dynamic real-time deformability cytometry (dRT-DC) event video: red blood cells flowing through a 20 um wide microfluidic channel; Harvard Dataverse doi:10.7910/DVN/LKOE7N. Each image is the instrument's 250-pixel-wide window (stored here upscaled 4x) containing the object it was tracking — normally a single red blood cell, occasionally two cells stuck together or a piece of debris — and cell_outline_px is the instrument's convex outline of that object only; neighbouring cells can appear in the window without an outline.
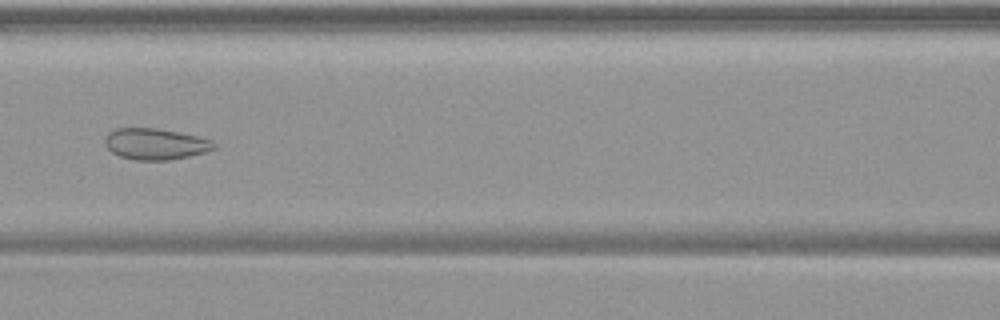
{"species": "common noctule bat (a hibernating species)", "species_latin": "Nyctalus noctula", "temperature_condition": "warm", "stored_images_in_passage": 41, "camera_frame_rate_fps": 3000, "um_per_image_px": 0.085, "animal": {"sex": "female", "body_mass_g": 19.9}, "frame": {"image": 1, "passage_image": 11, "time_ms": 3.333, "image_size_px": [1000, 320], "cell_outline_px": [[216, 148], [204, 152], [188, 156], [168, 160], [136, 160], [120, 156], [112, 152], [104, 144], [104, 136], [108, 132], [116, 128], [156, 128], [196, 136], [212, 140], [216, 144]], "centroid_in_image_um": [13.17, 12.23], "position_along_channel_um": 153.4, "area_um2": 19.77}}
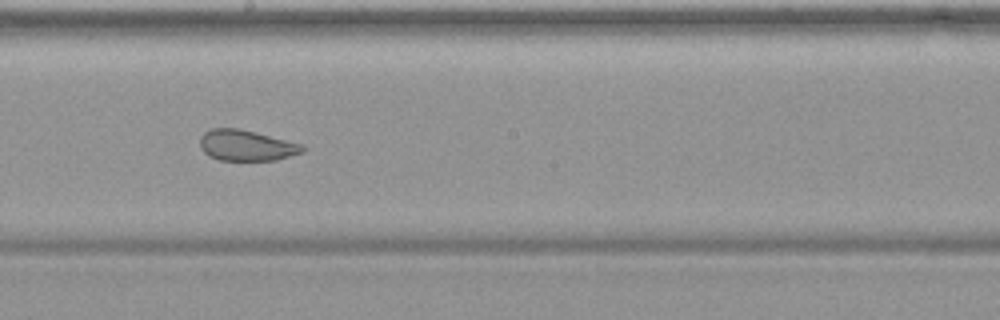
{"frame": {"image": 2, "passage_image": 17, "time_ms": 5.333, "image_size_px": [1000, 320], "cell_outline_px": [[308, 148], [304, 152], [276, 160], [220, 160], [208, 156], [200, 148], [200, 136], [208, 128], [240, 128], [304, 144]], "centroid_in_image_um": [20.96, 12.35], "position_along_channel_um": 227.2, "area_um2": 18.79}}
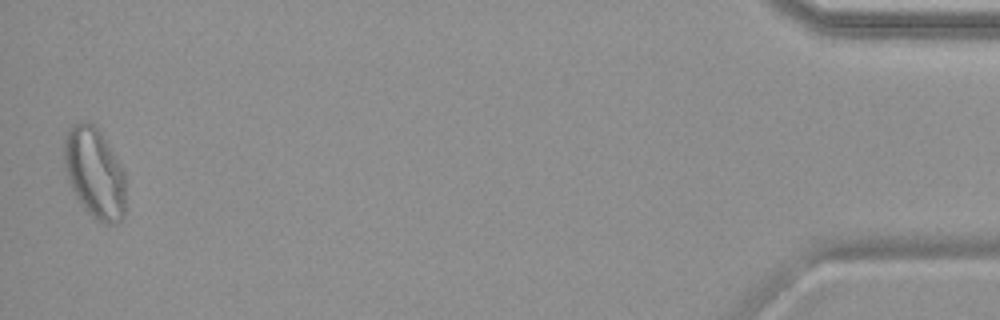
{"frame": {"image": 3, "passage_image": 40, "time_ms": 13.0, "image_size_px": [1000, 320], "cell_outline_px": [[124, 216], [120, 220], [112, 224], [104, 224], [96, 220], [84, 208], [76, 196], [68, 180], [64, 164], [64, 140], [68, 128], [80, 120], [88, 120], [100, 132], [124, 172]], "centroid_in_image_um": [8.01, 14.69], "position_along_channel_um": 427.2, "area_um2": 32.14}, "authors_computed_cell_mechanics": {"area_um2": 21.386, "velocity_mm_per_s": 3.7197, "shape_relaxation_time_tau1_ms": null, "shape_relaxation_time_tau2_ms": 0.963, "deformation_change_tau1": null, "deformation_change_tau2": 0.068}}